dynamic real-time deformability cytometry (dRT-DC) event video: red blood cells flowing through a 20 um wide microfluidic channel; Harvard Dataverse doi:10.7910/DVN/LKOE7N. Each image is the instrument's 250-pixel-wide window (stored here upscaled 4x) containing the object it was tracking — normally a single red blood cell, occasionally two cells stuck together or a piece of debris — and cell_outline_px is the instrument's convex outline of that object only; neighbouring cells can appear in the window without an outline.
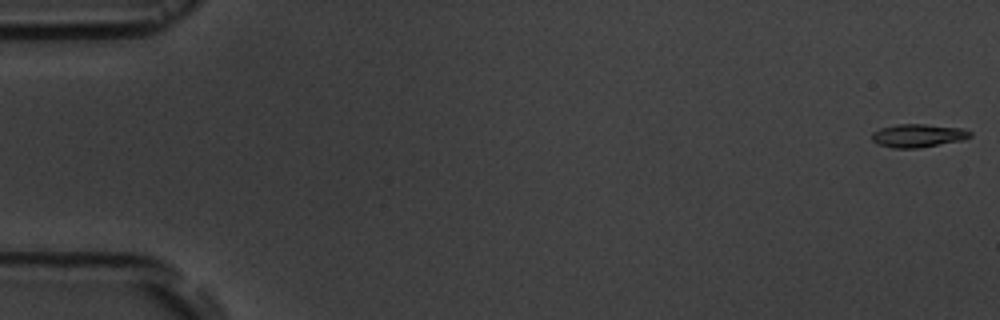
{"species": "common noctule bat (a hibernating species)", "species_latin": "Nyctalus noctula", "temperature_condition": "room temperature", "stored_images_in_passage": 6, "segment_of_instrument_passage": [1, 2], "camera_frame_rate_fps": 3000, "um_per_image_px": 0.085, "animal": {"sex": "male", "body_mass_g": 19.5, "forearm_length_mm": 54.6}, "frame": {"image": 1, "passage_image": 1, "time_ms": 0.0, "image_size_px": [1000, 320], "cell_outline_px": [[972, 136], [964, 140], [920, 148], [892, 148], [876, 144], [872, 140], [872, 132], [880, 128], [896, 124], [924, 124], [960, 128], [972, 132]], "centroid_in_image_um": [78.02, 11.53], "position_along_channel_um": 7.0, "area_um2": 13.47}}